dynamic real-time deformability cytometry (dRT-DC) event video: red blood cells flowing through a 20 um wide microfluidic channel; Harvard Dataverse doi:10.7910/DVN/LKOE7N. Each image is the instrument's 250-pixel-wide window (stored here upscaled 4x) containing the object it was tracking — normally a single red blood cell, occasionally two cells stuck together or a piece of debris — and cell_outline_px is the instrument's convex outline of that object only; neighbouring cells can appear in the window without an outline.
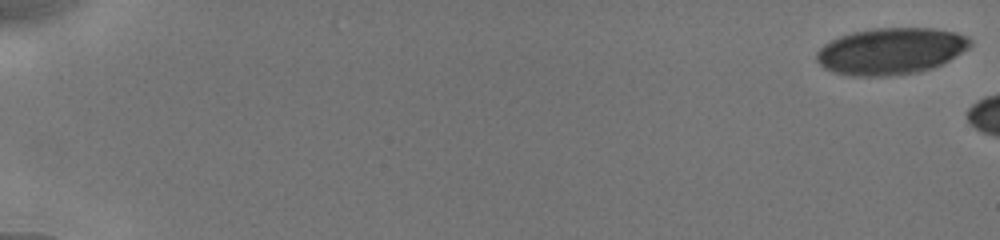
{"species": "human", "species_latin": "Homo sapiens", "temperature_condition": "cold", "stored_images_in_passage": 5, "camera_frame_rate_fps": 3000, "um_per_image_px": 0.085, "donor": {"sex": "male"}, "frame": {"image": 1, "passage_image": 1, "time_ms": 0.0, "image_size_px": [1000, 240], "cell_outline_px": [[972, 44], [968, 48], [948, 60], [932, 68], [920, 72], [888, 76], [852, 76], [832, 72], [824, 68], [816, 60], [816, 52], [824, 44], [840, 36], [852, 32], [872, 28], [932, 28], [956, 32], [968, 36], [972, 40]], "centroid_in_image_um": [75.71, 4.34], "position_along_channel_um": 9.3, "area_um2": 41.85}}